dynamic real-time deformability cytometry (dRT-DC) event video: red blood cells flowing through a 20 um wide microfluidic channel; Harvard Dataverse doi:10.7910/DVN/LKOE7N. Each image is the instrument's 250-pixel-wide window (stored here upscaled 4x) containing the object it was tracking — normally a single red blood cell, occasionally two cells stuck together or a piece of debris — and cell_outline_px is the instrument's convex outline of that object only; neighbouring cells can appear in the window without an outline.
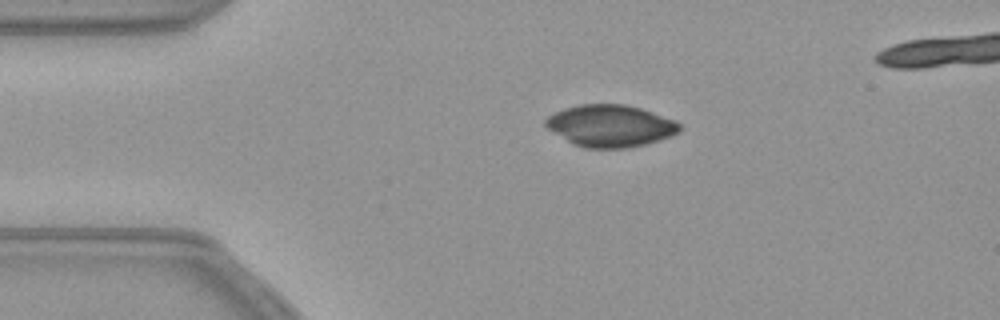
{"species": "common noctule bat (a hibernating species)", "species_latin": "Nyctalus noctula", "temperature_condition": "warm", "stored_images_in_passage": 41, "camera_frame_rate_fps": 3000, "um_per_image_px": 0.085, "animal": {"sex": "female", "body_mass_g": 21.9}, "frame": {"image": 1, "passage_image": 1, "time_ms": 0.0, "image_size_px": [1000, 320], "cell_outline_px": [[684, 128], [680, 132], [672, 136], [660, 140], [628, 148], [584, 148], [572, 144], [548, 128], [544, 124], [544, 120], [548, 116], [564, 108], [580, 104], [624, 104], [640, 108], [676, 120]], "centroid_in_image_um": [51.91, 10.7], "position_along_channel_um": 33.1, "area_um2": 32.95}}
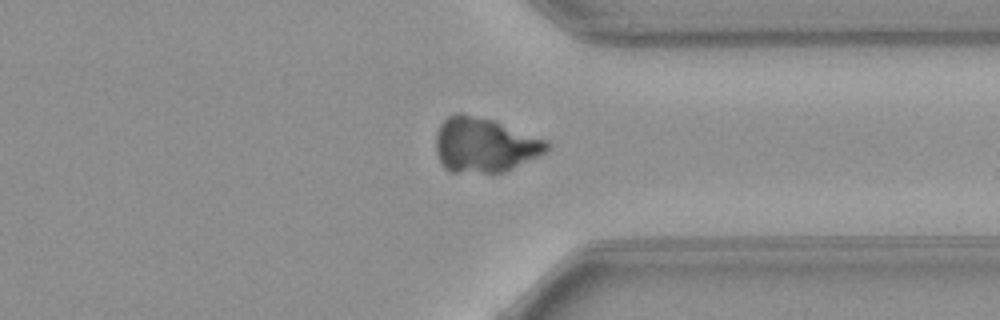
{"frame": {"image": 2, "passage_image": 31, "time_ms": 10.0, "image_size_px": [1000, 320], "cell_outline_px": [[548, 152], [540, 156], [504, 172], [452, 172], [444, 168], [436, 152], [436, 132], [440, 124], [448, 116], [456, 112], [460, 112], [492, 120], [548, 140]], "centroid_in_image_um": [41.18, 12.32], "position_along_channel_um": 370.2, "area_um2": 35.37}}
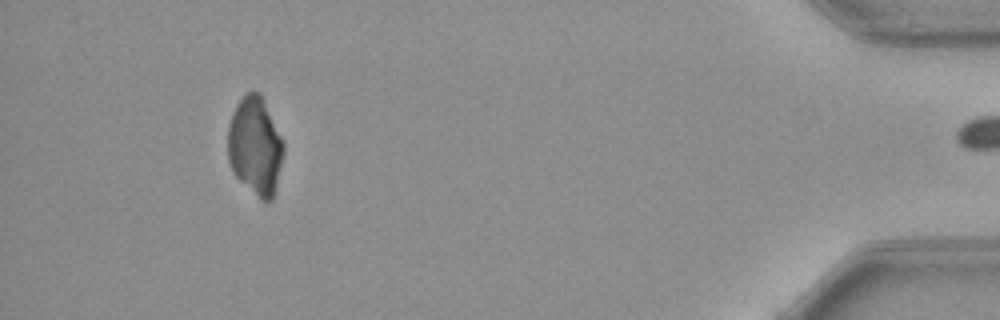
{"frame": {"image": 3, "passage_image": 40, "time_ms": 13.0, "image_size_px": [1000, 320], "cell_outline_px": [[284, 152], [272, 200], [260, 200], [232, 172], [228, 160], [228, 124], [232, 112], [236, 104], [244, 92], [252, 88], [260, 92], [284, 140]], "centroid_in_image_um": [21.68, 12.34], "position_along_channel_um": 413.5, "area_um2": 32.31}}